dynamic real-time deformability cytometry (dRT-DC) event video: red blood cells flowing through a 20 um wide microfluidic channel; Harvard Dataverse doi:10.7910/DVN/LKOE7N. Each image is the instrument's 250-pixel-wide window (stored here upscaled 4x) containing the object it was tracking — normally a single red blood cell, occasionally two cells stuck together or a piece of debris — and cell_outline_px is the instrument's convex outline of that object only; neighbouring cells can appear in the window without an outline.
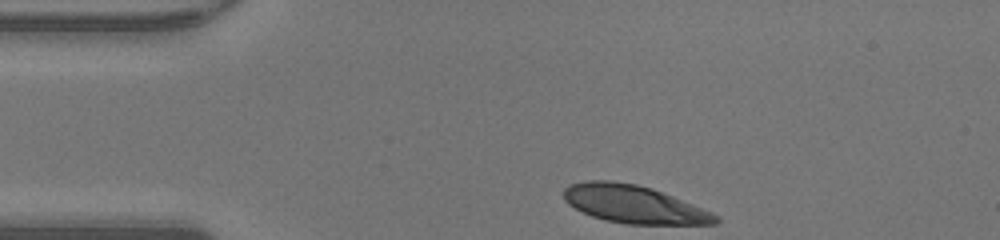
{"species": "human", "species_latin": "Homo sapiens", "temperature_condition": "warm", "stored_images_in_passage": 30, "camera_frame_rate_fps": 3000, "um_per_image_px": 0.085, "donor": {"sex": "male"}, "frame": {"image": 1, "passage_image": 1, "time_ms": 0.0, "image_size_px": [1000, 240], "cell_outline_px": [[720, 220], [716, 224], [624, 224], [604, 220], [592, 216], [568, 204], [564, 200], [564, 188], [572, 184], [584, 180], [612, 180], [636, 184], [652, 188], [712, 212], [720, 216]], "centroid_in_image_um": [53.88, 17.36], "position_along_channel_um": 31.1, "area_um2": 33.47}}
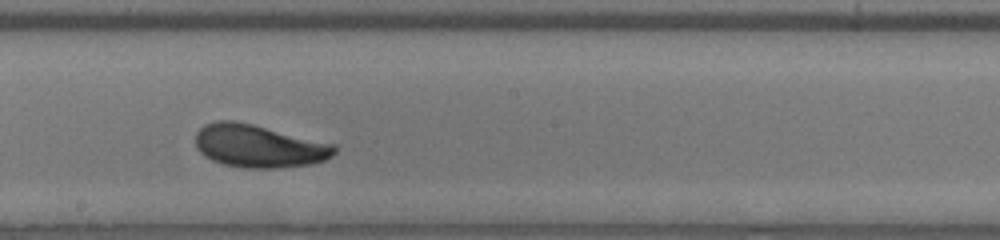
{"frame": {"image": 2, "passage_image": 18, "time_ms": 5.667, "image_size_px": [1000, 240], "cell_outline_px": [[336, 152], [332, 156], [324, 160], [312, 164], [276, 168], [244, 168], [224, 164], [212, 160], [204, 156], [196, 148], [196, 132], [204, 124], [216, 120], [232, 120], [252, 124], [336, 144]], "centroid_in_image_um": [21.99, 12.41], "position_along_channel_um": 226.2, "area_um2": 34.8}}
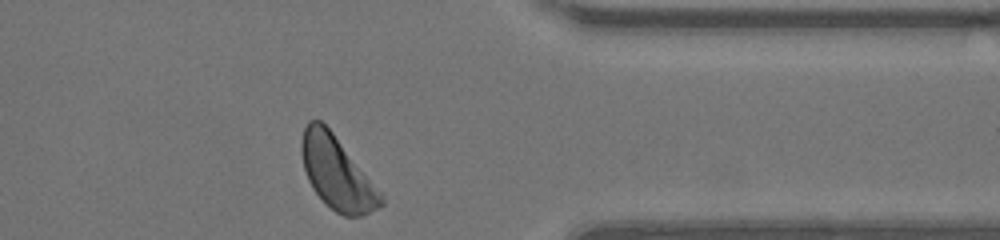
{"frame": {"image": 3, "passage_image": 30, "time_ms": 9.667, "image_size_px": [1000, 240], "cell_outline_px": [[384, 204], [360, 216], [344, 216], [336, 212], [312, 188], [308, 180], [304, 168], [300, 152], [300, 140], [304, 128], [308, 120], [320, 120], [332, 132], [384, 196]], "centroid_in_image_um": [28.61, 14.69], "position_along_channel_um": 382.8, "area_um2": 33.0}, "authors_computed_cell_mechanics": {"area_um2": 34.1887, "velocity_mm_per_s": 4.2862, "shape_relaxation_time_tau1_ms": 2.3274, "shape_relaxation_time_tau2_ms": 3.3065, "deformation_change_tau1": 0.1216, "deformation_change_tau2": 0.0718}}